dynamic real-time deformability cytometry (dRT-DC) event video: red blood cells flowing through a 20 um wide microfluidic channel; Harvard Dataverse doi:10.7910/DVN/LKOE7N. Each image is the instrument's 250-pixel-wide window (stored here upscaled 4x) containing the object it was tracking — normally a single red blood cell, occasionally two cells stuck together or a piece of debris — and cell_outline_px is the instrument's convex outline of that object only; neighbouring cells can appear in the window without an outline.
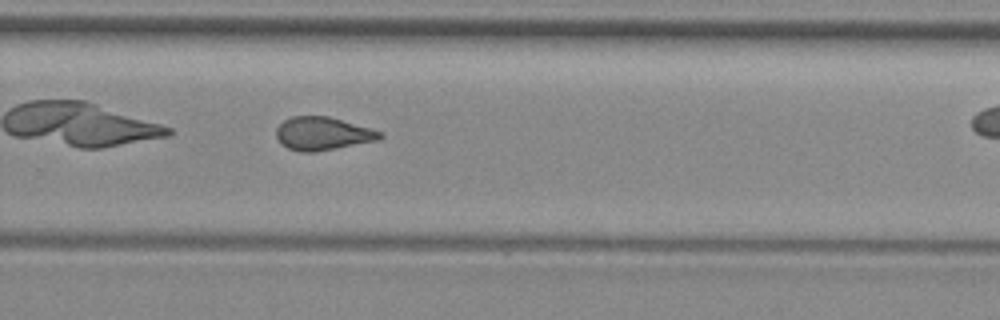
{"species": "common noctule bat (a hibernating species)", "species_latin": "Nyctalus noctula", "temperature_condition": "room temperature", "stored_images_in_passage": 26, "camera_frame_rate_fps": 3000, "um_per_image_px": 0.085, "animal": {"sex": "female", "body_mass_g": 29.2, "forearm_length_mm": 56.3}, "frame": {"image": 1, "passage_image": 19, "time_ms": 6.0, "image_size_px": [1000, 320], "cell_outline_px": [[384, 136], [380, 140], [316, 152], [300, 152], [288, 148], [280, 144], [276, 136], [276, 128], [284, 120], [292, 116], [328, 116], [384, 132]], "centroid_in_image_um": [27.44, 11.36], "position_along_channel_um": 302.4, "area_um2": 20.23}}